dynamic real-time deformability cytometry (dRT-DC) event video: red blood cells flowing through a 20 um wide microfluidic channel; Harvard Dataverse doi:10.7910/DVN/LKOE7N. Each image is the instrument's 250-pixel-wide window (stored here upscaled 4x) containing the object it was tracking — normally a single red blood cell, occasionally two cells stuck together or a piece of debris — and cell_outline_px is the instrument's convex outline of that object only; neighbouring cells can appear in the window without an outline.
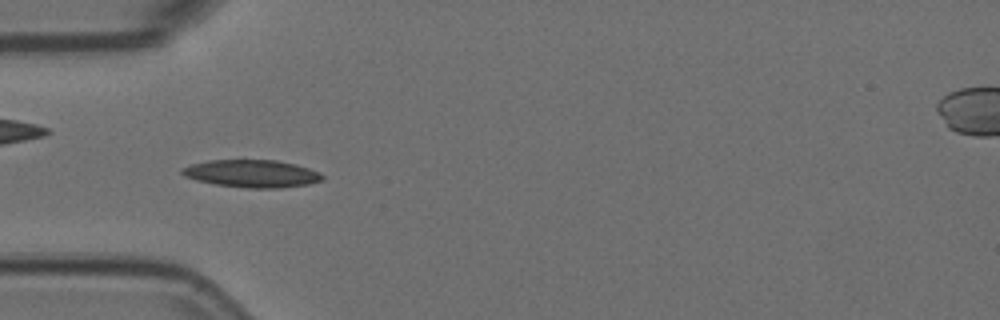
{"species": "Egyptian fruit bat (a non-hibernating species)", "species_latin": "Rousettus aegyptiacus", "temperature_condition": "room temperature", "stored_images_in_passage": 52, "camera_frame_rate_fps": 3000, "um_per_image_px": 0.085, "animal": {"sex": "female"}, "frame": {"image": 1, "passage_image": 13, "time_ms": 4.0, "image_size_px": [1000, 320], "cell_outline_px": [[324, 180], [308, 184], [280, 188], [248, 188], [216, 184], [196, 180], [184, 176], [180, 172], [180, 168], [192, 164], [208, 160], [276, 160], [296, 164], [320, 172], [324, 176]], "centroid_in_image_um": [21.42, 14.75], "position_along_channel_um": 63.6, "area_um2": 22.6}}
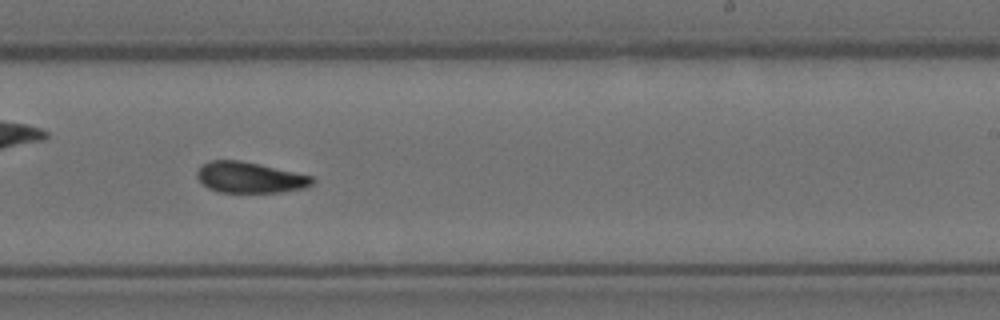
{"frame": {"image": 2, "passage_image": 30, "time_ms": 9.667, "image_size_px": [1000, 320], "cell_outline_px": [[316, 180], [312, 184], [304, 188], [280, 192], [220, 192], [208, 188], [196, 176], [196, 172], [200, 164], [212, 160], [240, 160], [260, 164], [312, 176]], "centroid_in_image_um": [21.22, 15.07], "position_along_channel_um": 267.8, "area_um2": 20.75}}
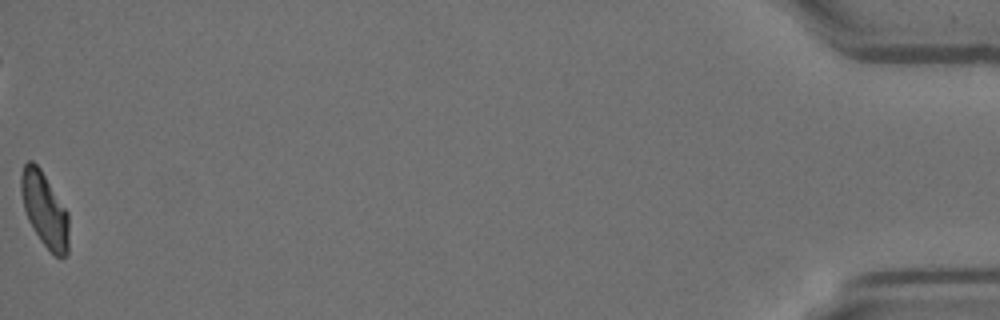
{"frame": {"image": 3, "passage_image": 52, "time_ms": 17.0, "image_size_px": [1000, 320], "cell_outline_px": [[68, 252], [60, 260], [40, 240], [28, 220], [24, 208], [20, 192], [20, 176], [24, 164], [28, 160], [32, 160], [40, 168], [68, 212]], "centroid_in_image_um": [3.78, 17.81], "position_along_channel_um": 431.4, "area_um2": 20.69}, "authors_computed_cell_mechanics": {"area_um2": 20.9236, "velocity_mm_per_s": 3.6038, "shape_relaxation_time_tau1_ms": 10.8653, "shape_relaxation_time_tau2_ms": 7.1113, "deformation_change_tau1": 0.2082, "deformation_change_tau2": 0.1234}}